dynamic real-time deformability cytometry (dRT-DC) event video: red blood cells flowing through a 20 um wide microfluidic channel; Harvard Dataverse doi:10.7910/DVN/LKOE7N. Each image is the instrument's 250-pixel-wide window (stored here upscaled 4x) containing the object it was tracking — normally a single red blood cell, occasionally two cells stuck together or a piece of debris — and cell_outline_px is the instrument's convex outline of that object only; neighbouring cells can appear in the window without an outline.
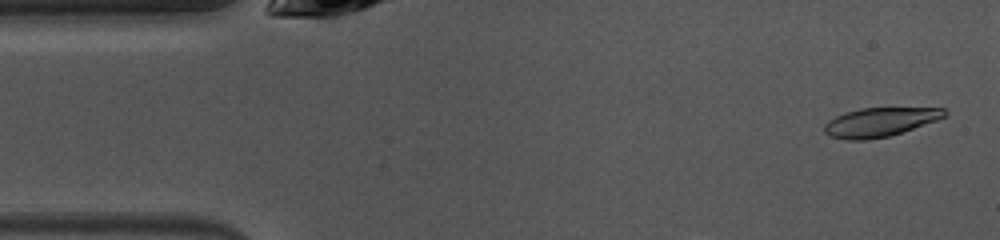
{"species": "common noctule bat (a hibernating species)", "species_latin": "Nyctalus noctula", "temperature_condition": "warm", "stored_images_in_passage": 9, "camera_frame_rate_fps": 3000, "um_per_image_px": 0.085, "animal": {"sex": "female", "body_mass_g": 10.0, "forearm_length_mm": 53.1}, "frame": {"image": 1, "passage_image": 2, "time_ms": 0.333, "image_size_px": [1000, 240], "cell_outline_px": [[948, 112], [944, 116], [936, 120], [888, 136], [868, 140], [844, 140], [832, 136], [824, 132], [824, 124], [828, 120], [844, 112], [860, 108], [944, 108]], "centroid_in_image_um": [74.73, 10.37], "position_along_channel_um": 10.3, "area_um2": 20.06}}